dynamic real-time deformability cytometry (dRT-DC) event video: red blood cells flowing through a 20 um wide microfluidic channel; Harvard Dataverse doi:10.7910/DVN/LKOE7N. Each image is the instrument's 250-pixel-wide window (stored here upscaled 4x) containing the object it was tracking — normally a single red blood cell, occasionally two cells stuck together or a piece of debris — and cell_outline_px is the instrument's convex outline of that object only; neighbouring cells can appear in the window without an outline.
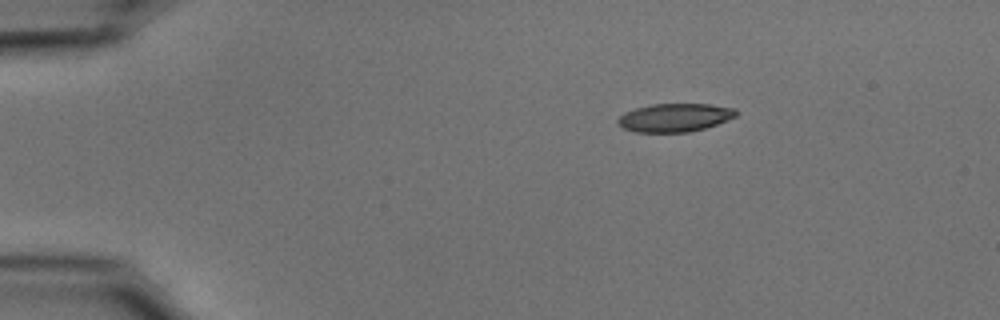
{"species": "common noctule bat (a hibernating species)", "species_latin": "Nyctalus noctula", "temperature_condition": "cold", "stored_images_in_passage": 46, "camera_frame_rate_fps": 3000, "um_per_image_px": 0.085, "animal": {"sex": "male", "body_mass_g": 15.6}, "frame": {"image": 1, "passage_image": 1, "time_ms": 0.0, "image_size_px": [1000, 320], "cell_outline_px": [[736, 116], [716, 124], [704, 128], [688, 132], [636, 132], [624, 128], [616, 124], [616, 120], [624, 112], [636, 108], [652, 104], [712, 104], [736, 108]], "centroid_in_image_um": [57.33, 9.99], "position_along_channel_um": 27.7, "area_um2": 19.48}}
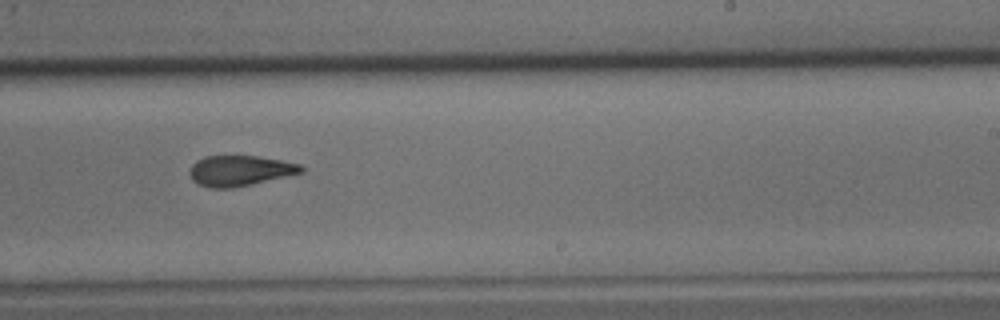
{"frame": {"image": 2, "passage_image": 26, "time_ms": 8.333, "image_size_px": [1000, 320], "cell_outline_px": [[304, 172], [252, 184], [232, 188], [212, 188], [200, 184], [192, 180], [188, 172], [192, 164], [196, 160], [204, 156], [256, 156], [280, 160], [300, 164], [304, 168]], "centroid_in_image_um": [20.37, 14.5], "position_along_channel_um": 268.6, "area_um2": 19.77}}
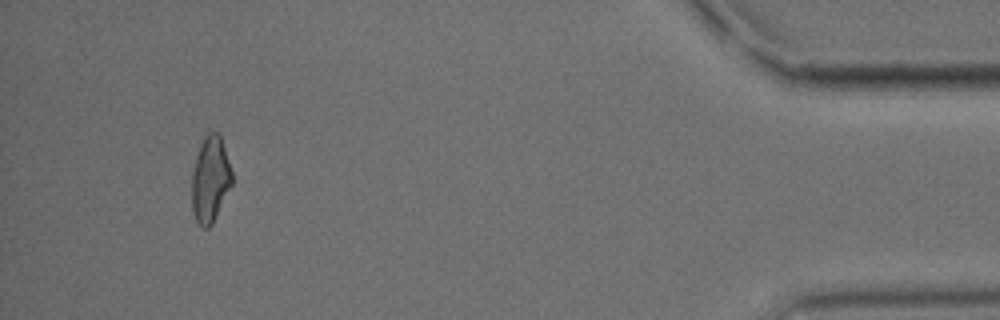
{"frame": {"image": 3, "passage_image": 43, "time_ms": 14.0, "image_size_px": [1000, 320], "cell_outline_px": [[232, 184], [212, 224], [208, 228], [204, 228], [196, 220], [192, 212], [192, 172], [196, 156], [200, 144], [204, 136], [208, 132], [220, 132], [232, 172]], "centroid_in_image_um": [17.87, 15.21], "position_along_channel_um": 417.3, "area_um2": 20.17}, "authors_computed_cell_mechanics": {"area_um2": 20.6057, "velocity_mm_per_s": 3.7154, "shape_relaxation_time_tau1_ms": 5.8585, "shape_relaxation_time_tau2_ms": 3.4089, "deformation_change_tau1": 0.1552, "deformation_change_tau2": 0.1056}}